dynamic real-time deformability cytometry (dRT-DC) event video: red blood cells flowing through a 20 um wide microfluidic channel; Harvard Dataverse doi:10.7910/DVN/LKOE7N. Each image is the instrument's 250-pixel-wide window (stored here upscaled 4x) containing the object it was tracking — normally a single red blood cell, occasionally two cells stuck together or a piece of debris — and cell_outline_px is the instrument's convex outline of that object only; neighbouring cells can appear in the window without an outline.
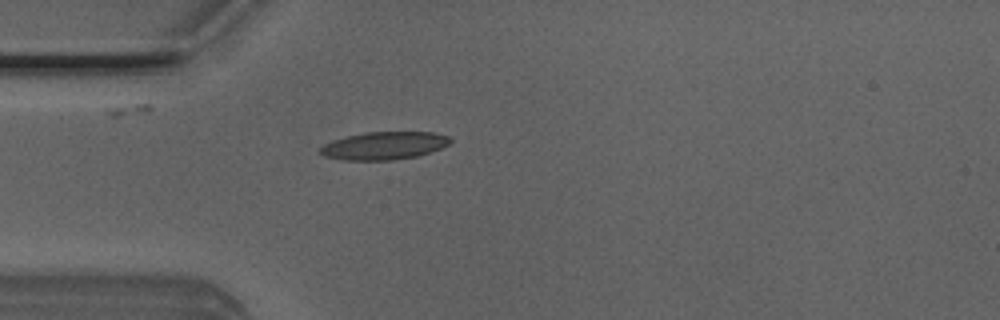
{"species": "Egyptian fruit bat (a non-hibernating species)", "species_latin": "Rousettus aegyptiacus", "temperature_condition": "room temperature", "stored_images_in_passage": 9, "camera_frame_rate_fps": 3000, "um_per_image_px": 0.085, "animal": {"sex": "male"}, "frame": {"image": 1, "passage_image": 3, "time_ms": 0.667, "image_size_px": [1000, 320], "cell_outline_px": [[452, 140], [448, 144], [432, 152], [416, 156], [392, 160], [344, 160], [324, 156], [316, 152], [324, 144], [332, 140], [364, 132], [436, 132], [448, 136]], "centroid_in_image_um": [32.62, 12.38], "position_along_channel_um": 52.4, "area_um2": 21.15}}